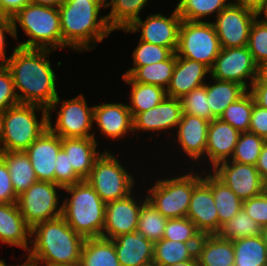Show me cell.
<instances>
[{
  "label": "cell",
  "mask_w": 267,
  "mask_h": 266,
  "mask_svg": "<svg viewBox=\"0 0 267 266\" xmlns=\"http://www.w3.org/2000/svg\"><path fill=\"white\" fill-rule=\"evenodd\" d=\"M51 51L15 45L5 65L11 72L19 103L35 104L48 109L59 96L57 75L48 56Z\"/></svg>",
  "instance_id": "obj_1"
},
{
  "label": "cell",
  "mask_w": 267,
  "mask_h": 266,
  "mask_svg": "<svg viewBox=\"0 0 267 266\" xmlns=\"http://www.w3.org/2000/svg\"><path fill=\"white\" fill-rule=\"evenodd\" d=\"M58 9L62 49L68 47L77 53L90 51L114 32L106 16L100 14L106 9V0H64Z\"/></svg>",
  "instance_id": "obj_2"
},
{
  "label": "cell",
  "mask_w": 267,
  "mask_h": 266,
  "mask_svg": "<svg viewBox=\"0 0 267 266\" xmlns=\"http://www.w3.org/2000/svg\"><path fill=\"white\" fill-rule=\"evenodd\" d=\"M84 242L85 238L61 216L31 228V247L27 254L42 266L72 265L80 262Z\"/></svg>",
  "instance_id": "obj_3"
},
{
  "label": "cell",
  "mask_w": 267,
  "mask_h": 266,
  "mask_svg": "<svg viewBox=\"0 0 267 266\" xmlns=\"http://www.w3.org/2000/svg\"><path fill=\"white\" fill-rule=\"evenodd\" d=\"M69 193L62 202V217L83 238L102 237L106 203L87 180L63 188Z\"/></svg>",
  "instance_id": "obj_4"
},
{
  "label": "cell",
  "mask_w": 267,
  "mask_h": 266,
  "mask_svg": "<svg viewBox=\"0 0 267 266\" xmlns=\"http://www.w3.org/2000/svg\"><path fill=\"white\" fill-rule=\"evenodd\" d=\"M12 21L15 40H18L17 24L29 38L19 42L17 47L62 50L60 13L57 7L29 3L12 17Z\"/></svg>",
  "instance_id": "obj_5"
},
{
  "label": "cell",
  "mask_w": 267,
  "mask_h": 266,
  "mask_svg": "<svg viewBox=\"0 0 267 266\" xmlns=\"http://www.w3.org/2000/svg\"><path fill=\"white\" fill-rule=\"evenodd\" d=\"M2 117L1 151H25L48 128L47 108L35 104L20 103L3 111Z\"/></svg>",
  "instance_id": "obj_6"
},
{
  "label": "cell",
  "mask_w": 267,
  "mask_h": 266,
  "mask_svg": "<svg viewBox=\"0 0 267 266\" xmlns=\"http://www.w3.org/2000/svg\"><path fill=\"white\" fill-rule=\"evenodd\" d=\"M117 158L109 149L103 150L86 179L105 203L125 198L136 189L131 171L129 173Z\"/></svg>",
  "instance_id": "obj_7"
},
{
  "label": "cell",
  "mask_w": 267,
  "mask_h": 266,
  "mask_svg": "<svg viewBox=\"0 0 267 266\" xmlns=\"http://www.w3.org/2000/svg\"><path fill=\"white\" fill-rule=\"evenodd\" d=\"M174 176L157 179L146 192L147 200L167 219L186 217L194 190V170Z\"/></svg>",
  "instance_id": "obj_8"
},
{
  "label": "cell",
  "mask_w": 267,
  "mask_h": 266,
  "mask_svg": "<svg viewBox=\"0 0 267 266\" xmlns=\"http://www.w3.org/2000/svg\"><path fill=\"white\" fill-rule=\"evenodd\" d=\"M58 104H60V96L47 109L48 129L52 133L61 138L93 137L96 139V133L91 131L95 124L93 122L94 106L89 107L82 93L72 99L62 100L59 108H57ZM53 111L57 113L55 125L51 121Z\"/></svg>",
  "instance_id": "obj_9"
},
{
  "label": "cell",
  "mask_w": 267,
  "mask_h": 266,
  "mask_svg": "<svg viewBox=\"0 0 267 266\" xmlns=\"http://www.w3.org/2000/svg\"><path fill=\"white\" fill-rule=\"evenodd\" d=\"M221 46L212 21H181L179 27L178 57L195 60L213 67Z\"/></svg>",
  "instance_id": "obj_10"
},
{
  "label": "cell",
  "mask_w": 267,
  "mask_h": 266,
  "mask_svg": "<svg viewBox=\"0 0 267 266\" xmlns=\"http://www.w3.org/2000/svg\"><path fill=\"white\" fill-rule=\"evenodd\" d=\"M59 189L63 191V188L56 183L36 181L18 196L16 204L31 228L37 223L62 216Z\"/></svg>",
  "instance_id": "obj_11"
},
{
  "label": "cell",
  "mask_w": 267,
  "mask_h": 266,
  "mask_svg": "<svg viewBox=\"0 0 267 266\" xmlns=\"http://www.w3.org/2000/svg\"><path fill=\"white\" fill-rule=\"evenodd\" d=\"M210 72L211 78L235 82L249 90L258 77L259 66L247 46L221 48Z\"/></svg>",
  "instance_id": "obj_12"
},
{
  "label": "cell",
  "mask_w": 267,
  "mask_h": 266,
  "mask_svg": "<svg viewBox=\"0 0 267 266\" xmlns=\"http://www.w3.org/2000/svg\"><path fill=\"white\" fill-rule=\"evenodd\" d=\"M257 17L254 10L234 2L221 10L212 21L221 48L247 46L251 26Z\"/></svg>",
  "instance_id": "obj_13"
},
{
  "label": "cell",
  "mask_w": 267,
  "mask_h": 266,
  "mask_svg": "<svg viewBox=\"0 0 267 266\" xmlns=\"http://www.w3.org/2000/svg\"><path fill=\"white\" fill-rule=\"evenodd\" d=\"M181 21L182 18L175 7L169 17L161 13L150 14L145 20H142L140 17L128 28L122 30L132 34L141 32L139 40L168 47L173 53H176Z\"/></svg>",
  "instance_id": "obj_14"
},
{
  "label": "cell",
  "mask_w": 267,
  "mask_h": 266,
  "mask_svg": "<svg viewBox=\"0 0 267 266\" xmlns=\"http://www.w3.org/2000/svg\"><path fill=\"white\" fill-rule=\"evenodd\" d=\"M210 171L242 201L265 191V181L260 176L256 166L226 160L218 163Z\"/></svg>",
  "instance_id": "obj_15"
},
{
  "label": "cell",
  "mask_w": 267,
  "mask_h": 266,
  "mask_svg": "<svg viewBox=\"0 0 267 266\" xmlns=\"http://www.w3.org/2000/svg\"><path fill=\"white\" fill-rule=\"evenodd\" d=\"M136 197L139 196L134 195L133 197V193H131L125 198L106 203L103 238L112 240L120 235L137 230L139 212L147 197L145 196L144 200Z\"/></svg>",
  "instance_id": "obj_16"
},
{
  "label": "cell",
  "mask_w": 267,
  "mask_h": 266,
  "mask_svg": "<svg viewBox=\"0 0 267 266\" xmlns=\"http://www.w3.org/2000/svg\"><path fill=\"white\" fill-rule=\"evenodd\" d=\"M195 171L194 190L186 217L196 225L202 235L217 234L219 232V219L212 190L202 179V168L200 172Z\"/></svg>",
  "instance_id": "obj_17"
},
{
  "label": "cell",
  "mask_w": 267,
  "mask_h": 266,
  "mask_svg": "<svg viewBox=\"0 0 267 266\" xmlns=\"http://www.w3.org/2000/svg\"><path fill=\"white\" fill-rule=\"evenodd\" d=\"M183 114L181 99L166 96L165 99L153 108L137 113L133 117V131L167 132L169 136L181 120ZM167 130V131H166Z\"/></svg>",
  "instance_id": "obj_18"
},
{
  "label": "cell",
  "mask_w": 267,
  "mask_h": 266,
  "mask_svg": "<svg viewBox=\"0 0 267 266\" xmlns=\"http://www.w3.org/2000/svg\"><path fill=\"white\" fill-rule=\"evenodd\" d=\"M93 122L102 136L114 141L126 139L129 133H134L133 117L127 104L114 102L94 105Z\"/></svg>",
  "instance_id": "obj_19"
},
{
  "label": "cell",
  "mask_w": 267,
  "mask_h": 266,
  "mask_svg": "<svg viewBox=\"0 0 267 266\" xmlns=\"http://www.w3.org/2000/svg\"><path fill=\"white\" fill-rule=\"evenodd\" d=\"M61 137L48 128L24 151L38 181L54 183L55 161L61 150Z\"/></svg>",
  "instance_id": "obj_20"
},
{
  "label": "cell",
  "mask_w": 267,
  "mask_h": 266,
  "mask_svg": "<svg viewBox=\"0 0 267 266\" xmlns=\"http://www.w3.org/2000/svg\"><path fill=\"white\" fill-rule=\"evenodd\" d=\"M209 121L189 114H182L176 127L174 140L178 141L182 153L195 163L205 157ZM177 136V137H176ZM204 156V157H203Z\"/></svg>",
  "instance_id": "obj_21"
},
{
  "label": "cell",
  "mask_w": 267,
  "mask_h": 266,
  "mask_svg": "<svg viewBox=\"0 0 267 266\" xmlns=\"http://www.w3.org/2000/svg\"><path fill=\"white\" fill-rule=\"evenodd\" d=\"M240 132L229 123L215 118L209 122L207 132V146L205 150V163L208 168H214L218 163L230 160L238 142Z\"/></svg>",
  "instance_id": "obj_22"
},
{
  "label": "cell",
  "mask_w": 267,
  "mask_h": 266,
  "mask_svg": "<svg viewBox=\"0 0 267 266\" xmlns=\"http://www.w3.org/2000/svg\"><path fill=\"white\" fill-rule=\"evenodd\" d=\"M207 74H211L210 68L201 62L178 57L170 84L166 89L169 97L176 99L183 98L190 91L206 83Z\"/></svg>",
  "instance_id": "obj_23"
},
{
  "label": "cell",
  "mask_w": 267,
  "mask_h": 266,
  "mask_svg": "<svg viewBox=\"0 0 267 266\" xmlns=\"http://www.w3.org/2000/svg\"><path fill=\"white\" fill-rule=\"evenodd\" d=\"M0 242L27 252L30 249L31 227L25 222L16 203H0Z\"/></svg>",
  "instance_id": "obj_24"
},
{
  "label": "cell",
  "mask_w": 267,
  "mask_h": 266,
  "mask_svg": "<svg viewBox=\"0 0 267 266\" xmlns=\"http://www.w3.org/2000/svg\"><path fill=\"white\" fill-rule=\"evenodd\" d=\"M121 266H145L153 262L154 244L135 231L112 239Z\"/></svg>",
  "instance_id": "obj_25"
},
{
  "label": "cell",
  "mask_w": 267,
  "mask_h": 266,
  "mask_svg": "<svg viewBox=\"0 0 267 266\" xmlns=\"http://www.w3.org/2000/svg\"><path fill=\"white\" fill-rule=\"evenodd\" d=\"M98 142L93 137L61 138V148L66 152L74 172L82 180L89 177L95 160L101 155L100 150H97Z\"/></svg>",
  "instance_id": "obj_26"
},
{
  "label": "cell",
  "mask_w": 267,
  "mask_h": 266,
  "mask_svg": "<svg viewBox=\"0 0 267 266\" xmlns=\"http://www.w3.org/2000/svg\"><path fill=\"white\" fill-rule=\"evenodd\" d=\"M196 257L199 266H234L233 241L217 234L202 235L196 247Z\"/></svg>",
  "instance_id": "obj_27"
},
{
  "label": "cell",
  "mask_w": 267,
  "mask_h": 266,
  "mask_svg": "<svg viewBox=\"0 0 267 266\" xmlns=\"http://www.w3.org/2000/svg\"><path fill=\"white\" fill-rule=\"evenodd\" d=\"M205 171V172H204ZM202 179L210 186L221 226L234 217L242 209L243 201L211 171H202Z\"/></svg>",
  "instance_id": "obj_28"
},
{
  "label": "cell",
  "mask_w": 267,
  "mask_h": 266,
  "mask_svg": "<svg viewBox=\"0 0 267 266\" xmlns=\"http://www.w3.org/2000/svg\"><path fill=\"white\" fill-rule=\"evenodd\" d=\"M0 157L8 167L12 186L17 196L38 181L32 164L24 151H0Z\"/></svg>",
  "instance_id": "obj_29"
},
{
  "label": "cell",
  "mask_w": 267,
  "mask_h": 266,
  "mask_svg": "<svg viewBox=\"0 0 267 266\" xmlns=\"http://www.w3.org/2000/svg\"><path fill=\"white\" fill-rule=\"evenodd\" d=\"M213 83H206V93L211 109V113L215 118H220L224 110L231 104L236 102L248 90L241 84L223 81L212 78Z\"/></svg>",
  "instance_id": "obj_30"
},
{
  "label": "cell",
  "mask_w": 267,
  "mask_h": 266,
  "mask_svg": "<svg viewBox=\"0 0 267 266\" xmlns=\"http://www.w3.org/2000/svg\"><path fill=\"white\" fill-rule=\"evenodd\" d=\"M123 81L130 85L129 104L132 117L137 113L147 111L161 103L167 96L162 87L133 81L129 76H122Z\"/></svg>",
  "instance_id": "obj_31"
},
{
  "label": "cell",
  "mask_w": 267,
  "mask_h": 266,
  "mask_svg": "<svg viewBox=\"0 0 267 266\" xmlns=\"http://www.w3.org/2000/svg\"><path fill=\"white\" fill-rule=\"evenodd\" d=\"M80 263L82 266H121L113 240L103 237L85 239Z\"/></svg>",
  "instance_id": "obj_32"
},
{
  "label": "cell",
  "mask_w": 267,
  "mask_h": 266,
  "mask_svg": "<svg viewBox=\"0 0 267 266\" xmlns=\"http://www.w3.org/2000/svg\"><path fill=\"white\" fill-rule=\"evenodd\" d=\"M234 266H267V244L263 235L233 240Z\"/></svg>",
  "instance_id": "obj_33"
},
{
  "label": "cell",
  "mask_w": 267,
  "mask_h": 266,
  "mask_svg": "<svg viewBox=\"0 0 267 266\" xmlns=\"http://www.w3.org/2000/svg\"><path fill=\"white\" fill-rule=\"evenodd\" d=\"M198 243H184L161 239L154 243L153 263L158 266L174 265L196 257Z\"/></svg>",
  "instance_id": "obj_34"
},
{
  "label": "cell",
  "mask_w": 267,
  "mask_h": 266,
  "mask_svg": "<svg viewBox=\"0 0 267 266\" xmlns=\"http://www.w3.org/2000/svg\"><path fill=\"white\" fill-rule=\"evenodd\" d=\"M150 0H106V9L111 11L105 15L109 27L113 30L128 28L140 18V12Z\"/></svg>",
  "instance_id": "obj_35"
},
{
  "label": "cell",
  "mask_w": 267,
  "mask_h": 266,
  "mask_svg": "<svg viewBox=\"0 0 267 266\" xmlns=\"http://www.w3.org/2000/svg\"><path fill=\"white\" fill-rule=\"evenodd\" d=\"M176 64V53L167 60L138 67L129 77L135 82L168 88Z\"/></svg>",
  "instance_id": "obj_36"
},
{
  "label": "cell",
  "mask_w": 267,
  "mask_h": 266,
  "mask_svg": "<svg viewBox=\"0 0 267 266\" xmlns=\"http://www.w3.org/2000/svg\"><path fill=\"white\" fill-rule=\"evenodd\" d=\"M232 2L229 0H179L176 9L183 20L205 22V18L217 14Z\"/></svg>",
  "instance_id": "obj_37"
},
{
  "label": "cell",
  "mask_w": 267,
  "mask_h": 266,
  "mask_svg": "<svg viewBox=\"0 0 267 266\" xmlns=\"http://www.w3.org/2000/svg\"><path fill=\"white\" fill-rule=\"evenodd\" d=\"M167 221L168 219L146 200L139 212L136 231L154 244L163 238Z\"/></svg>",
  "instance_id": "obj_38"
},
{
  "label": "cell",
  "mask_w": 267,
  "mask_h": 266,
  "mask_svg": "<svg viewBox=\"0 0 267 266\" xmlns=\"http://www.w3.org/2000/svg\"><path fill=\"white\" fill-rule=\"evenodd\" d=\"M262 234V228L242 208L221 226L217 235L226 240H238Z\"/></svg>",
  "instance_id": "obj_39"
},
{
  "label": "cell",
  "mask_w": 267,
  "mask_h": 266,
  "mask_svg": "<svg viewBox=\"0 0 267 266\" xmlns=\"http://www.w3.org/2000/svg\"><path fill=\"white\" fill-rule=\"evenodd\" d=\"M252 94L247 91L236 102L231 103L220 116V119L229 123L240 133L249 131L251 112L254 105Z\"/></svg>",
  "instance_id": "obj_40"
},
{
  "label": "cell",
  "mask_w": 267,
  "mask_h": 266,
  "mask_svg": "<svg viewBox=\"0 0 267 266\" xmlns=\"http://www.w3.org/2000/svg\"><path fill=\"white\" fill-rule=\"evenodd\" d=\"M266 140L252 132H243L238 138L231 161L255 166Z\"/></svg>",
  "instance_id": "obj_41"
},
{
  "label": "cell",
  "mask_w": 267,
  "mask_h": 266,
  "mask_svg": "<svg viewBox=\"0 0 267 266\" xmlns=\"http://www.w3.org/2000/svg\"><path fill=\"white\" fill-rule=\"evenodd\" d=\"M173 52L168 47L146 43L141 40L133 50V67L129 68L122 76H130L138 67L167 60Z\"/></svg>",
  "instance_id": "obj_42"
},
{
  "label": "cell",
  "mask_w": 267,
  "mask_h": 266,
  "mask_svg": "<svg viewBox=\"0 0 267 266\" xmlns=\"http://www.w3.org/2000/svg\"><path fill=\"white\" fill-rule=\"evenodd\" d=\"M202 233L187 217L168 219L163 239L184 243H199Z\"/></svg>",
  "instance_id": "obj_43"
},
{
  "label": "cell",
  "mask_w": 267,
  "mask_h": 266,
  "mask_svg": "<svg viewBox=\"0 0 267 266\" xmlns=\"http://www.w3.org/2000/svg\"><path fill=\"white\" fill-rule=\"evenodd\" d=\"M208 97L206 93V83L195 88L181 98L183 114L198 116L208 120H214L215 117L211 113Z\"/></svg>",
  "instance_id": "obj_44"
},
{
  "label": "cell",
  "mask_w": 267,
  "mask_h": 266,
  "mask_svg": "<svg viewBox=\"0 0 267 266\" xmlns=\"http://www.w3.org/2000/svg\"><path fill=\"white\" fill-rule=\"evenodd\" d=\"M247 47L258 66L267 61V24L259 17L251 26Z\"/></svg>",
  "instance_id": "obj_45"
},
{
  "label": "cell",
  "mask_w": 267,
  "mask_h": 266,
  "mask_svg": "<svg viewBox=\"0 0 267 266\" xmlns=\"http://www.w3.org/2000/svg\"><path fill=\"white\" fill-rule=\"evenodd\" d=\"M18 104L20 103L15 92L11 72L6 65H0V112Z\"/></svg>",
  "instance_id": "obj_46"
},
{
  "label": "cell",
  "mask_w": 267,
  "mask_h": 266,
  "mask_svg": "<svg viewBox=\"0 0 267 266\" xmlns=\"http://www.w3.org/2000/svg\"><path fill=\"white\" fill-rule=\"evenodd\" d=\"M80 181L82 179L74 172L72 166L69 164L66 152L61 149L55 161L54 183L65 188Z\"/></svg>",
  "instance_id": "obj_47"
},
{
  "label": "cell",
  "mask_w": 267,
  "mask_h": 266,
  "mask_svg": "<svg viewBox=\"0 0 267 266\" xmlns=\"http://www.w3.org/2000/svg\"><path fill=\"white\" fill-rule=\"evenodd\" d=\"M242 208L263 229L267 228V192L243 201Z\"/></svg>",
  "instance_id": "obj_48"
},
{
  "label": "cell",
  "mask_w": 267,
  "mask_h": 266,
  "mask_svg": "<svg viewBox=\"0 0 267 266\" xmlns=\"http://www.w3.org/2000/svg\"><path fill=\"white\" fill-rule=\"evenodd\" d=\"M16 195L8 167L5 161L0 157V203H16Z\"/></svg>",
  "instance_id": "obj_49"
},
{
  "label": "cell",
  "mask_w": 267,
  "mask_h": 266,
  "mask_svg": "<svg viewBox=\"0 0 267 266\" xmlns=\"http://www.w3.org/2000/svg\"><path fill=\"white\" fill-rule=\"evenodd\" d=\"M249 132L255 133L267 141V109L255 102L251 112Z\"/></svg>",
  "instance_id": "obj_50"
},
{
  "label": "cell",
  "mask_w": 267,
  "mask_h": 266,
  "mask_svg": "<svg viewBox=\"0 0 267 266\" xmlns=\"http://www.w3.org/2000/svg\"><path fill=\"white\" fill-rule=\"evenodd\" d=\"M7 34L15 39L12 18L0 15V65H5L10 58L6 57Z\"/></svg>",
  "instance_id": "obj_51"
},
{
  "label": "cell",
  "mask_w": 267,
  "mask_h": 266,
  "mask_svg": "<svg viewBox=\"0 0 267 266\" xmlns=\"http://www.w3.org/2000/svg\"><path fill=\"white\" fill-rule=\"evenodd\" d=\"M248 91L257 105L267 109V80H255Z\"/></svg>",
  "instance_id": "obj_52"
},
{
  "label": "cell",
  "mask_w": 267,
  "mask_h": 266,
  "mask_svg": "<svg viewBox=\"0 0 267 266\" xmlns=\"http://www.w3.org/2000/svg\"><path fill=\"white\" fill-rule=\"evenodd\" d=\"M29 3L30 0H0V15L12 18Z\"/></svg>",
  "instance_id": "obj_53"
},
{
  "label": "cell",
  "mask_w": 267,
  "mask_h": 266,
  "mask_svg": "<svg viewBox=\"0 0 267 266\" xmlns=\"http://www.w3.org/2000/svg\"><path fill=\"white\" fill-rule=\"evenodd\" d=\"M256 168L262 177V179L267 181V141L262 147L261 153L258 157V161L256 163Z\"/></svg>",
  "instance_id": "obj_54"
},
{
  "label": "cell",
  "mask_w": 267,
  "mask_h": 266,
  "mask_svg": "<svg viewBox=\"0 0 267 266\" xmlns=\"http://www.w3.org/2000/svg\"><path fill=\"white\" fill-rule=\"evenodd\" d=\"M267 0H235L234 3L258 12Z\"/></svg>",
  "instance_id": "obj_55"
},
{
  "label": "cell",
  "mask_w": 267,
  "mask_h": 266,
  "mask_svg": "<svg viewBox=\"0 0 267 266\" xmlns=\"http://www.w3.org/2000/svg\"><path fill=\"white\" fill-rule=\"evenodd\" d=\"M64 0H30L31 4L49 6V7H59Z\"/></svg>",
  "instance_id": "obj_56"
},
{
  "label": "cell",
  "mask_w": 267,
  "mask_h": 266,
  "mask_svg": "<svg viewBox=\"0 0 267 266\" xmlns=\"http://www.w3.org/2000/svg\"><path fill=\"white\" fill-rule=\"evenodd\" d=\"M256 80H267V61L259 66V74Z\"/></svg>",
  "instance_id": "obj_57"
},
{
  "label": "cell",
  "mask_w": 267,
  "mask_h": 266,
  "mask_svg": "<svg viewBox=\"0 0 267 266\" xmlns=\"http://www.w3.org/2000/svg\"><path fill=\"white\" fill-rule=\"evenodd\" d=\"M22 264L18 265H12L11 266H42L36 259L32 258L28 255L26 260L24 262H21Z\"/></svg>",
  "instance_id": "obj_58"
},
{
  "label": "cell",
  "mask_w": 267,
  "mask_h": 266,
  "mask_svg": "<svg viewBox=\"0 0 267 266\" xmlns=\"http://www.w3.org/2000/svg\"><path fill=\"white\" fill-rule=\"evenodd\" d=\"M167 266H199V264H198L197 257H195V258H193L191 260H187L185 262L176 263L174 265H167Z\"/></svg>",
  "instance_id": "obj_59"
},
{
  "label": "cell",
  "mask_w": 267,
  "mask_h": 266,
  "mask_svg": "<svg viewBox=\"0 0 267 266\" xmlns=\"http://www.w3.org/2000/svg\"><path fill=\"white\" fill-rule=\"evenodd\" d=\"M258 17L264 16L261 20L267 24V1L263 7L257 12Z\"/></svg>",
  "instance_id": "obj_60"
},
{
  "label": "cell",
  "mask_w": 267,
  "mask_h": 266,
  "mask_svg": "<svg viewBox=\"0 0 267 266\" xmlns=\"http://www.w3.org/2000/svg\"><path fill=\"white\" fill-rule=\"evenodd\" d=\"M2 138H3V117H2V112H0V151H1Z\"/></svg>",
  "instance_id": "obj_61"
},
{
  "label": "cell",
  "mask_w": 267,
  "mask_h": 266,
  "mask_svg": "<svg viewBox=\"0 0 267 266\" xmlns=\"http://www.w3.org/2000/svg\"><path fill=\"white\" fill-rule=\"evenodd\" d=\"M262 235L264 237L265 243L267 244V228L262 230Z\"/></svg>",
  "instance_id": "obj_62"
},
{
  "label": "cell",
  "mask_w": 267,
  "mask_h": 266,
  "mask_svg": "<svg viewBox=\"0 0 267 266\" xmlns=\"http://www.w3.org/2000/svg\"><path fill=\"white\" fill-rule=\"evenodd\" d=\"M0 266H8L4 259H0Z\"/></svg>",
  "instance_id": "obj_63"
},
{
  "label": "cell",
  "mask_w": 267,
  "mask_h": 266,
  "mask_svg": "<svg viewBox=\"0 0 267 266\" xmlns=\"http://www.w3.org/2000/svg\"><path fill=\"white\" fill-rule=\"evenodd\" d=\"M60 266H82L81 263H76V264H72V265H60Z\"/></svg>",
  "instance_id": "obj_64"
},
{
  "label": "cell",
  "mask_w": 267,
  "mask_h": 266,
  "mask_svg": "<svg viewBox=\"0 0 267 266\" xmlns=\"http://www.w3.org/2000/svg\"><path fill=\"white\" fill-rule=\"evenodd\" d=\"M145 266H158V265H156L155 263L152 262V263L145 265Z\"/></svg>",
  "instance_id": "obj_65"
},
{
  "label": "cell",
  "mask_w": 267,
  "mask_h": 266,
  "mask_svg": "<svg viewBox=\"0 0 267 266\" xmlns=\"http://www.w3.org/2000/svg\"><path fill=\"white\" fill-rule=\"evenodd\" d=\"M265 191L267 192V181L265 182Z\"/></svg>",
  "instance_id": "obj_66"
}]
</instances>
